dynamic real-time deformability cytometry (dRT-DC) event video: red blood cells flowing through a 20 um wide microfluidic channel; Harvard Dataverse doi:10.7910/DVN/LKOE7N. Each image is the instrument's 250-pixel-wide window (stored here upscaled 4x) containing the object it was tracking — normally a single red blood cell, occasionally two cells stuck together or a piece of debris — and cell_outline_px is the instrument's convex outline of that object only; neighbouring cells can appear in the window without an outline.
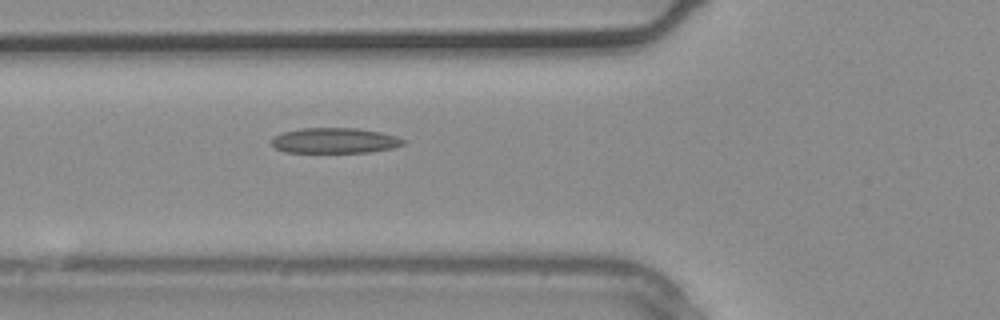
{"species": "common noctule bat (a hibernating species)", "species_latin": "Nyctalus noctula", "temperature_condition": "warm", "stored_images_in_passage": 3, "camera_frame_rate_fps": 3000, "um_per_image_px": 0.085, "animal": {"sex": "male", "body_mass_g": 20.4}, "frame": {"image": 1, "passage_image": 3, "time_ms": 0.667, "image_size_px": [1000, 320], "cell_outline_px": [[404, 144], [392, 148], [368, 152], [284, 152], [276, 148], [272, 144], [272, 136], [284, 132], [300, 128], [356, 128], [380, 132], [396, 136], [404, 140]], "centroid_in_image_um": [28.42, 11.94], "position_along_channel_um": 97.4, "area_um2": 19.36}}